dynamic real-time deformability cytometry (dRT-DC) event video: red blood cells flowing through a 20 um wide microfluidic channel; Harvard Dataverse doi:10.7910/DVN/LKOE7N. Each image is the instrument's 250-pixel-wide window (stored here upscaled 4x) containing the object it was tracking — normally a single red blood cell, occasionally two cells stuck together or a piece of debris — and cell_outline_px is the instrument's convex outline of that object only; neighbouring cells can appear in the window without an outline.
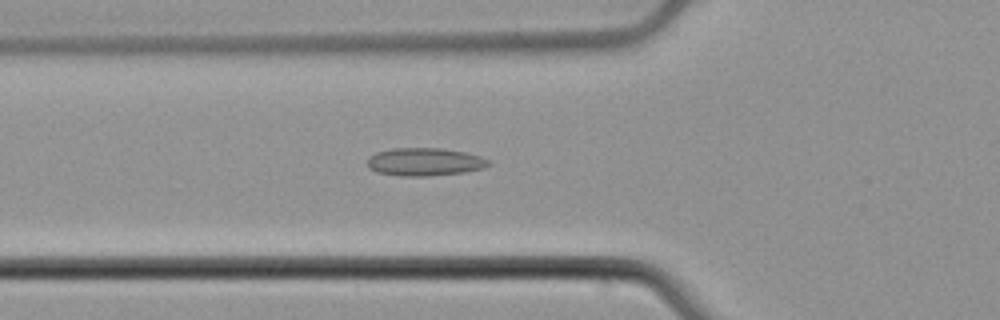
{"species": "common noctule bat (a hibernating species)", "species_latin": "Nyctalus noctula", "temperature_condition": "cold", "stored_images_in_passage": 39, "camera_frame_rate_fps": 3000, "um_per_image_px": 0.085, "animal": {"sex": "male", "body_mass_g": 21.5, "forearm_length_mm": 52.0}, "frame": {"image": 1, "passage_image": 5, "time_ms": 1.333, "image_size_px": [1000, 320], "cell_outline_px": [[492, 164], [484, 168], [464, 172], [428, 176], [400, 176], [376, 172], [368, 168], [368, 156], [376, 152], [392, 148], [440, 148], [464, 152], [480, 156], [488, 160]], "centroid_in_image_um": [36.07, 13.76], "position_along_channel_um": 89.7, "area_um2": 19.83}}
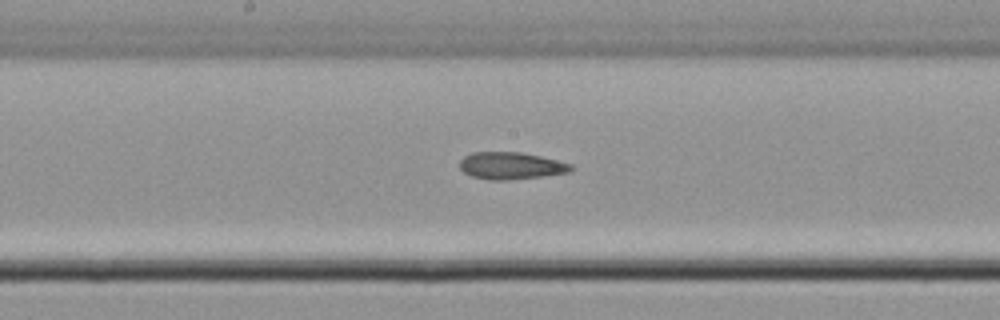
{"frame": {"image": 2, "passage_image": 14, "time_ms": 4.333, "image_size_px": [1000, 320], "cell_outline_px": [[576, 168], [572, 172], [508, 180], [488, 180], [472, 176], [464, 172], [460, 168], [460, 160], [464, 156], [472, 152], [520, 152], [540, 156], [572, 164]], "centroid_in_image_um": [43.45, 14.09], "position_along_channel_um": 204.7, "area_um2": 17.63}}
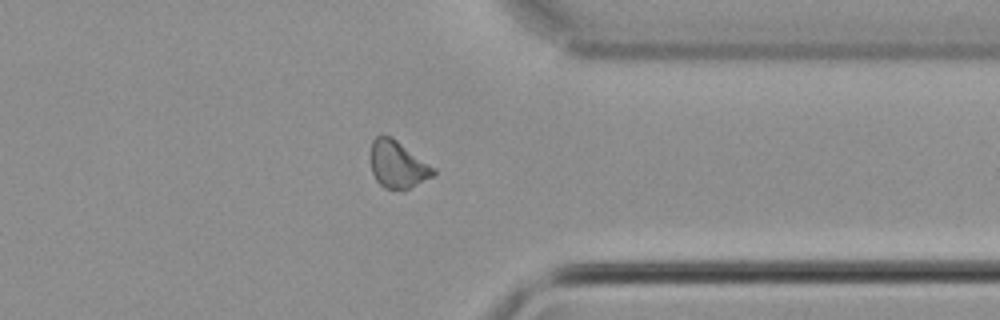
{"frame": {"image": 3, "passage_image": 28, "time_ms": 9.0, "image_size_px": [1000, 320], "cell_outline_px": [[436, 172], [432, 176], [404, 192], [384, 188], [376, 180], [372, 172], [372, 140], [376, 136], [392, 136], [436, 168]], "centroid_in_image_um": [33.84, 14.01], "position_along_channel_um": 377.6, "area_um2": 17.4}, "authors_computed_cell_mechanics": {"area_um2": 17.5712, "velocity_mm_per_s": 3.8226, "shape_relaxation_time_tau1_ms": null, "shape_relaxation_time_tau2_ms": 7.0392, "deformation_change_tau1": null, "deformation_change_tau2": 0.136}}